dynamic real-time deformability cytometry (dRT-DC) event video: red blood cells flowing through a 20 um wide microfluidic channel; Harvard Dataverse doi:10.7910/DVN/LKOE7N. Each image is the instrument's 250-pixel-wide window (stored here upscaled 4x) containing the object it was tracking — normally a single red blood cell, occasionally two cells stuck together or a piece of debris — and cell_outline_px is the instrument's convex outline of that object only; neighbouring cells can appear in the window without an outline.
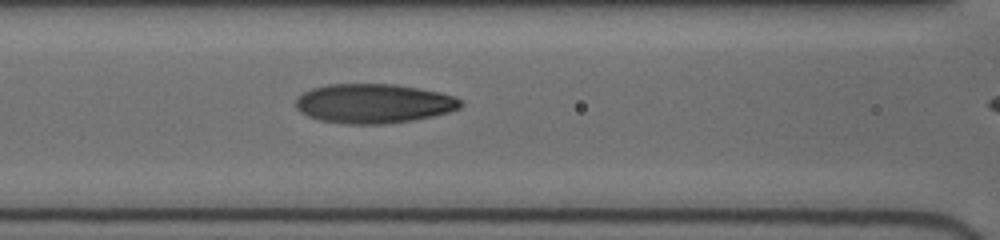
{"species": "human", "species_latin": "Homo sapiens", "temperature_condition": "cold", "stored_images_in_passage": 44, "camera_frame_rate_fps": 3000, "um_per_image_px": 0.085, "donor": {"sex": "female"}, "frame": {"image": 1, "passage_image": 17, "time_ms": 5.333, "image_size_px": [1000, 240], "cell_outline_px": [[464, 104], [460, 108], [448, 112], [432, 116], [412, 120], [384, 124], [344, 124], [320, 120], [308, 116], [300, 112], [296, 108], [296, 100], [304, 92], [312, 88], [328, 84], [396, 84], [440, 92], [456, 96]], "centroid_in_image_um": [31.77, 8.8], "position_along_channel_um": 134.8, "area_um2": 37.92}}
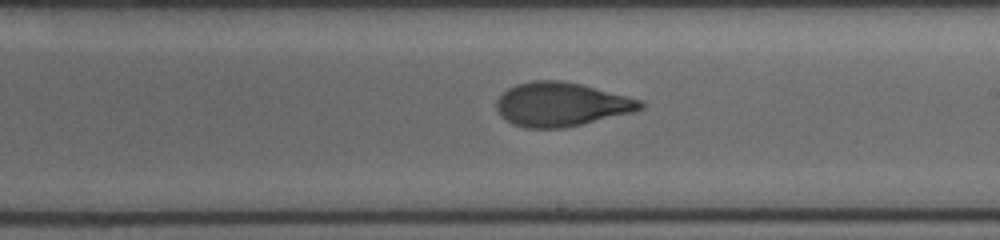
{"frame": {"image": 2, "passage_image": 26, "time_ms": 8.0, "image_size_px": [1000, 240], "cell_outline_px": [[644, 108], [636, 112], [564, 128], [524, 128], [512, 124], [504, 120], [500, 116], [496, 108], [496, 100], [508, 88], [516, 84], [532, 80], [564, 80], [580, 84], [640, 100], [644, 104]], "centroid_in_image_um": [47.67, 8.88], "position_along_channel_um": 241.3, "area_um2": 36.99}}
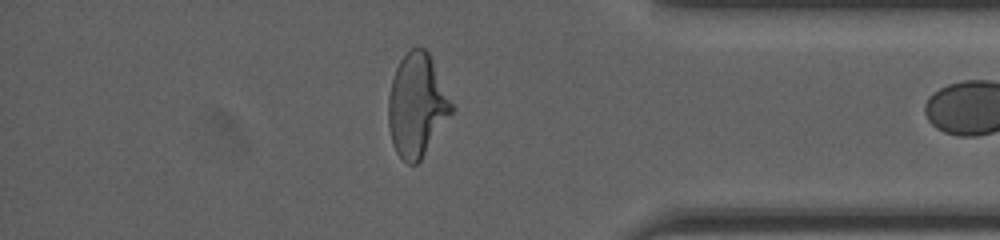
{"frame": {"image": 3, "passage_image": 42, "time_ms": 12.333, "image_size_px": [1000, 240], "cell_outline_px": [[456, 108], [420, 160], [416, 164], [408, 164], [396, 152], [392, 140], [388, 124], [388, 96], [392, 80], [396, 68], [400, 60], [412, 48], [424, 48], [428, 52]], "centroid_in_image_um": [35.45, 8.96], "position_along_channel_um": 399.8, "area_um2": 37.74}}